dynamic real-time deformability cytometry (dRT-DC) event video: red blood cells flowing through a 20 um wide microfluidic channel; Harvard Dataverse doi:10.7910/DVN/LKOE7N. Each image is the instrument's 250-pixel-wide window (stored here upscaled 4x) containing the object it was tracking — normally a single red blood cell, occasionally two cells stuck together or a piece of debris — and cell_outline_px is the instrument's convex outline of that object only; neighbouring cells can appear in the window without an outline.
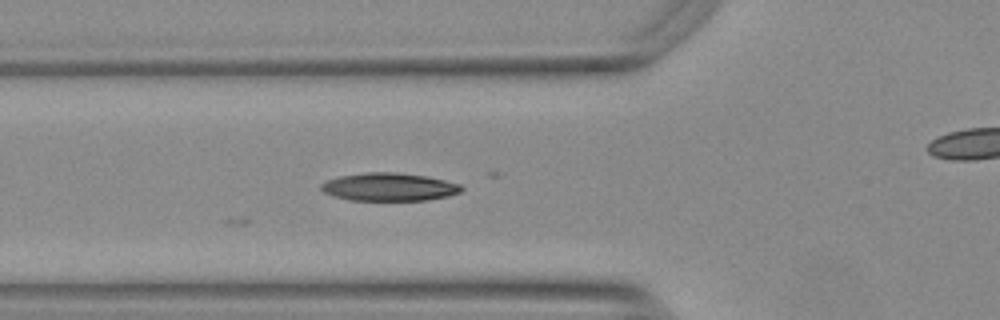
{"species": "Egyptian fruit bat (a non-hibernating species)", "species_latin": "Rousettus aegyptiacus", "temperature_condition": "warm", "stored_images_in_passage": 3, "camera_frame_rate_fps": 3000, "um_per_image_px": 0.085, "animal": {"sex": "female"}, "frame": {"image": 1, "passage_image": 3, "time_ms": 0.667, "image_size_px": [1000, 320], "cell_outline_px": [[464, 188], [460, 192], [448, 196], [428, 200], [348, 200], [332, 196], [324, 192], [320, 188], [320, 184], [328, 180], [340, 176], [364, 172], [396, 172], [428, 176], [460, 184]], "centroid_in_image_um": [33.07, 15.89], "position_along_channel_um": 92.7, "area_um2": 23.0}}